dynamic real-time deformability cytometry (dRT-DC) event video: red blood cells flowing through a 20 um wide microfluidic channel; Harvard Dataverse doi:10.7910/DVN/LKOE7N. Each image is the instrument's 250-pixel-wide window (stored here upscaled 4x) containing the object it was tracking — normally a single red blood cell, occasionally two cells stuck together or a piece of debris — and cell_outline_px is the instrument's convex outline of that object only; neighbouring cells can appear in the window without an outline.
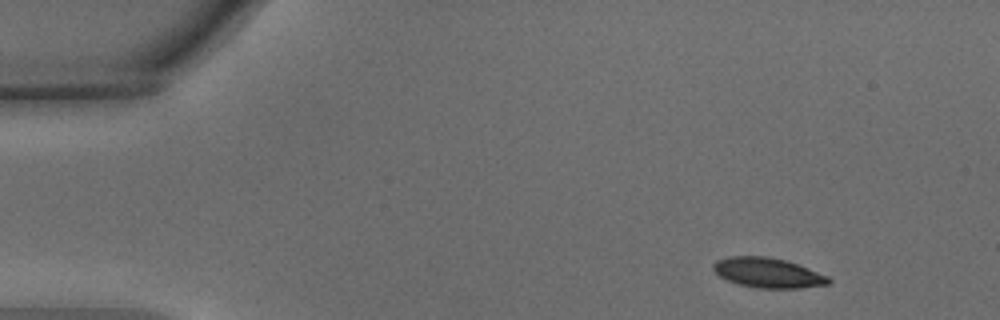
{"species": "common noctule bat (a hibernating species)", "species_latin": "Nyctalus noctula", "temperature_condition": "warm", "stored_images_in_passage": 11, "camera_frame_rate_fps": 3000, "um_per_image_px": 0.085, "animal": {"sex": "male", "body_mass_g": 15.6}, "frame": {"image": 1, "passage_image": 1, "time_ms": 0.0, "image_size_px": [1000, 320], "cell_outline_px": [[832, 280], [828, 284], [800, 288], [760, 288], [740, 284], [728, 280], [720, 276], [712, 268], [712, 264], [716, 260], [728, 256], [764, 256], [784, 260], [808, 268], [828, 276]], "centroid_in_image_um": [65.26, 23.18], "position_along_channel_um": 19.7, "area_um2": 19.88}}
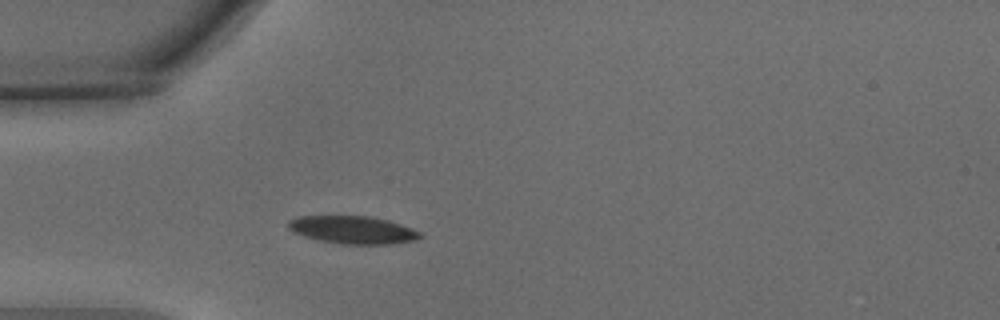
{"frame": {"image": 2, "passage_image": 11, "time_ms": 3.333, "image_size_px": [1000, 320], "cell_outline_px": [[424, 236], [416, 240], [388, 244], [344, 244], [320, 240], [304, 236], [292, 232], [288, 228], [288, 220], [296, 216], [368, 216], [388, 220], [412, 228], [420, 232]], "centroid_in_image_um": [29.98, 19.53], "position_along_channel_um": 55.0, "area_um2": 21.33}}